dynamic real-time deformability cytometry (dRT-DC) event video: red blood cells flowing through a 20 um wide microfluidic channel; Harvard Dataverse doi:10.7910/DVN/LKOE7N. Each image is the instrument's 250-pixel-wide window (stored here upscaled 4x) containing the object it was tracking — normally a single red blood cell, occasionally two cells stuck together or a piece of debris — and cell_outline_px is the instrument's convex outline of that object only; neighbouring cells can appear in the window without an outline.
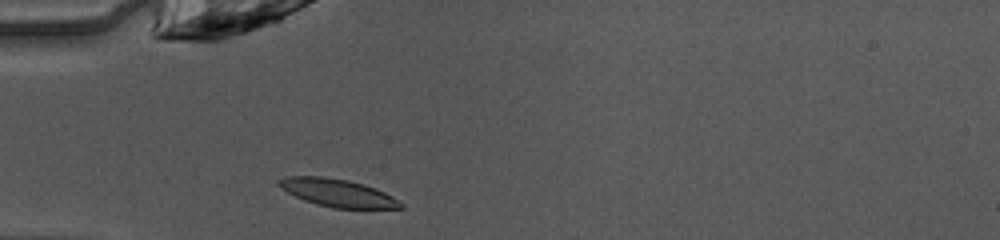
{"species": "common noctule bat (a hibernating species)", "species_latin": "Nyctalus noctula", "temperature_condition": "warm", "stored_images_in_passage": 35, "camera_frame_rate_fps": 3000, "um_per_image_px": 0.085, "animal": {"sex": "female", "body_mass_g": 10.0, "forearm_length_mm": 53.1}, "frame": {"image": 1, "passage_image": 1, "time_ms": 0.0, "image_size_px": [1000, 240], "cell_outline_px": [[404, 208], [332, 208], [316, 204], [304, 200], [280, 188], [276, 184], [276, 180], [284, 176], [324, 176], [348, 180], [364, 184], [376, 188], [392, 196], [404, 204]], "centroid_in_image_um": [28.67, 16.38], "position_along_channel_um": 56.3, "area_um2": 19.83}}
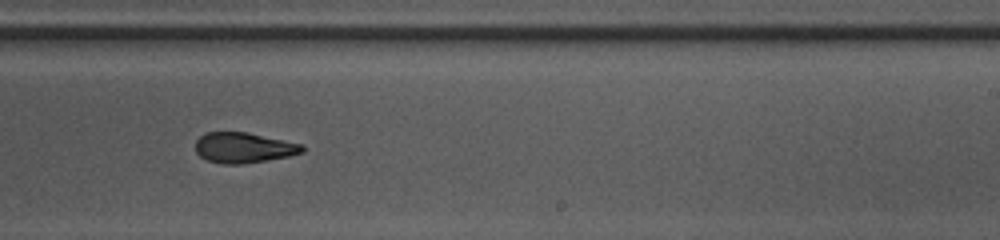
{"frame": {"image": 2, "passage_image": 17, "time_ms": 5.333, "image_size_px": [1000, 240], "cell_outline_px": [[304, 152], [288, 156], [268, 160], [244, 164], [224, 164], [208, 160], [200, 156], [196, 152], [196, 140], [204, 132], [248, 132], [304, 144]], "centroid_in_image_um": [20.73, 12.55], "position_along_channel_um": 268.3, "area_um2": 19.07}}
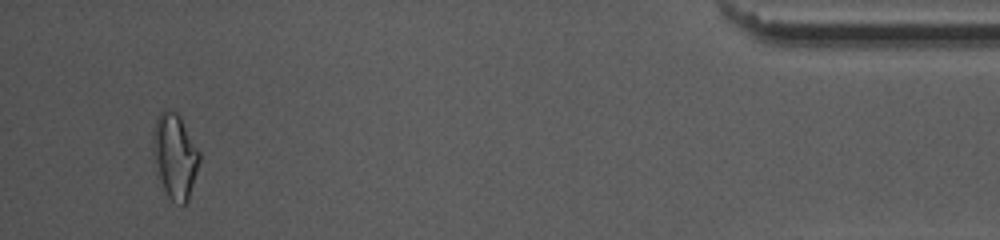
{"frame": {"image": 3, "passage_image": 33, "time_ms": 10.667, "image_size_px": [1000, 240], "cell_outline_px": [[200, 160], [188, 200], [184, 204], [172, 200], [168, 196], [156, 172], [152, 152], [152, 132], [156, 116], [164, 108], [176, 112], [180, 116], [200, 152]], "centroid_in_image_um": [14.84, 13.2], "position_along_channel_um": 420.4, "area_um2": 23.06}, "authors_computed_cell_mechanics": {"area_um2": 19.8254, "velocity_mm_per_s": 4.0918, "shape_relaxation_time_tau1_ms": 5.9784, "shape_relaxation_time_tau2_ms": 4.8712, "deformation_change_tau1": 0.1643, "deformation_change_tau2": 0.108}}